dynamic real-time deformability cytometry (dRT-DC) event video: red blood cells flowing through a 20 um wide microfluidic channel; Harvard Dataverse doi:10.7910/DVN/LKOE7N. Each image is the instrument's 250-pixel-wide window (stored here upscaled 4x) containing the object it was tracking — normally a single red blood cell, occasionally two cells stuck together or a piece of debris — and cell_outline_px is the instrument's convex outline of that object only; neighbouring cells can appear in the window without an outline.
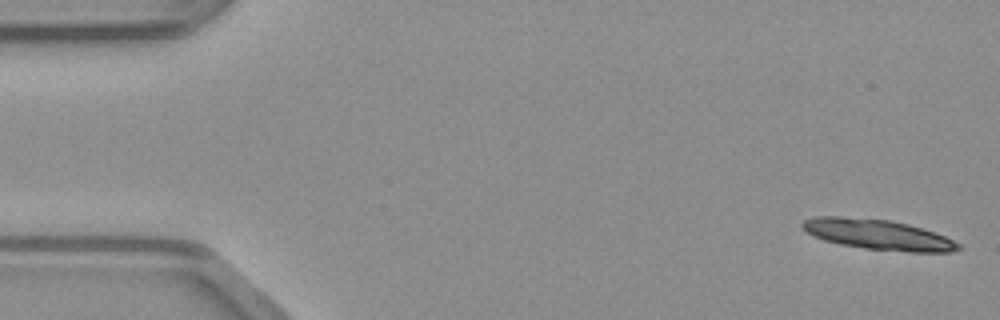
{"species": "common noctule bat (a hibernating species)", "species_latin": "Nyctalus noctula", "temperature_condition": "warm", "stored_images_in_passage": 48, "camera_frame_rate_fps": 3000, "um_per_image_px": 0.085, "animal": {"sex": "male", "body_mass_g": 23.1, "forearm_length_mm": 52.7}, "frame": {"image": 1, "passage_image": 1, "time_ms": 0.0, "image_size_px": [1000, 320], "cell_outline_px": [[960, 248], [952, 252], [908, 252], [864, 248], [840, 244], [824, 240], [800, 228], [800, 224], [804, 220], [816, 216], [840, 216], [892, 220], [908, 224], [944, 236], [960, 244]], "centroid_in_image_um": [74.59, 19.93], "position_along_channel_um": 10.4, "area_um2": 27.34}}
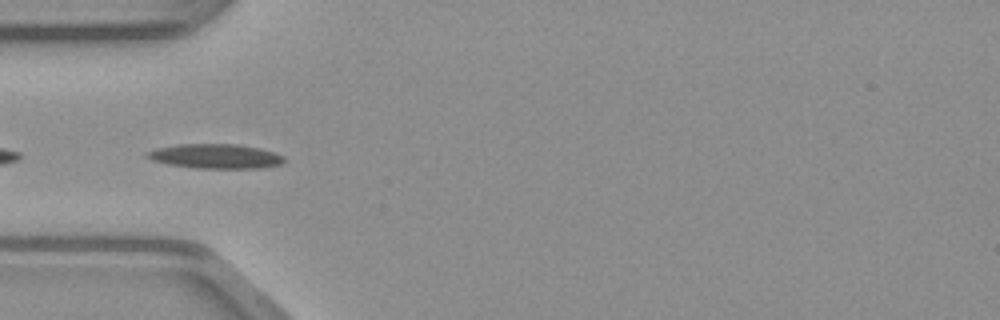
{"frame": {"image": 2, "passage_image": 15, "time_ms": 4.667, "image_size_px": [1000, 320], "cell_outline_px": [[284, 160], [280, 164], [260, 168], [196, 168], [168, 164], [152, 160], [144, 156], [144, 152], [156, 148], [176, 144], [236, 144], [260, 148], [284, 156]], "centroid_in_image_um": [18.25, 13.27], "position_along_channel_um": 66.7, "area_um2": 19.59}}
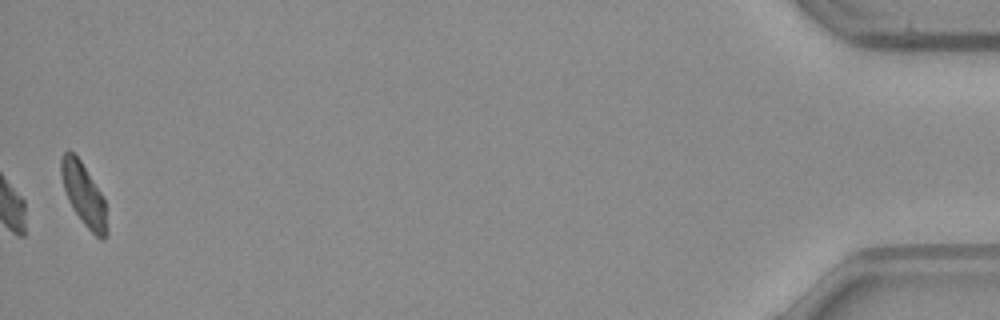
{"frame": {"image": 3, "passage_image": 48, "time_ms": 15.667, "image_size_px": [1000, 320], "cell_outline_px": [[108, 236], [104, 240], [100, 240], [84, 224], [72, 208], [68, 200], [64, 188], [60, 172], [60, 156], [68, 148], [80, 160], [100, 192], [104, 200], [108, 228]], "centroid_in_image_um": [7.11, 16.55], "position_along_channel_um": 428.1, "area_um2": 16.65}}